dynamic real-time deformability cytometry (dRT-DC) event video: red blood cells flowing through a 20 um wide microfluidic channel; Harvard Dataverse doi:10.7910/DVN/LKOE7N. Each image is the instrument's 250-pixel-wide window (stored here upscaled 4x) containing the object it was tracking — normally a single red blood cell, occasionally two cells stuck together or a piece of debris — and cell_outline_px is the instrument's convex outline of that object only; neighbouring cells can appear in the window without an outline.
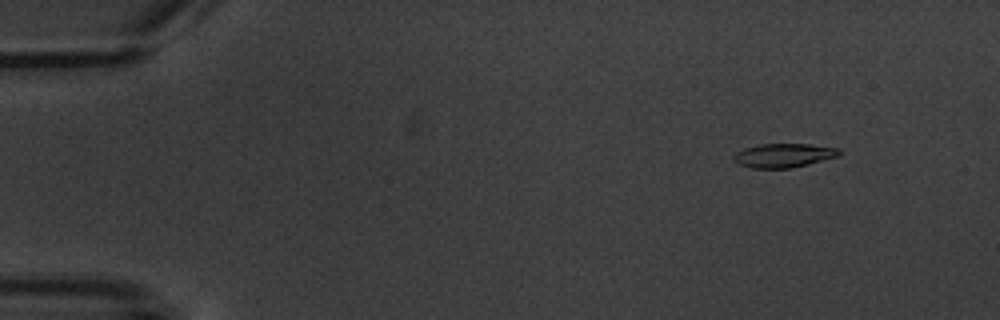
{"species": "common noctule bat (a hibernating species)", "species_latin": "Nyctalus noctula", "temperature_condition": "warm", "stored_images_in_passage": 5, "camera_frame_rate_fps": 3000, "um_per_image_px": 0.085, "animal": {"sex": "male", "body_mass_g": 20.1, "forearm_length_mm": 53.5}, "frame": {"image": 1, "passage_image": 2, "time_ms": 1.667, "image_size_px": [1000, 320], "cell_outline_px": [[840, 156], [792, 168], [752, 168], [740, 164], [732, 160], [732, 156], [736, 152], [744, 148], [760, 144], [808, 144], [840, 148]], "centroid_in_image_um": [66.61, 13.21], "position_along_channel_um": 18.4, "area_um2": 14.8}}
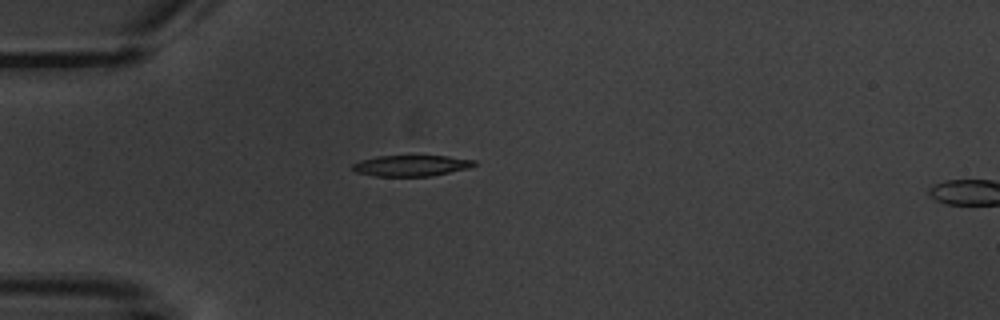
{"frame": {"image": 2, "passage_image": 4, "time_ms": 5.0, "image_size_px": [1000, 320], "cell_outline_px": [[476, 164], [468, 168], [428, 176], [376, 176], [356, 172], [352, 168], [352, 164], [360, 160], [380, 156], [448, 156], [476, 160]], "centroid_in_image_um": [34.94, 14.07], "position_along_channel_um": 50.1, "area_um2": 14.68}}